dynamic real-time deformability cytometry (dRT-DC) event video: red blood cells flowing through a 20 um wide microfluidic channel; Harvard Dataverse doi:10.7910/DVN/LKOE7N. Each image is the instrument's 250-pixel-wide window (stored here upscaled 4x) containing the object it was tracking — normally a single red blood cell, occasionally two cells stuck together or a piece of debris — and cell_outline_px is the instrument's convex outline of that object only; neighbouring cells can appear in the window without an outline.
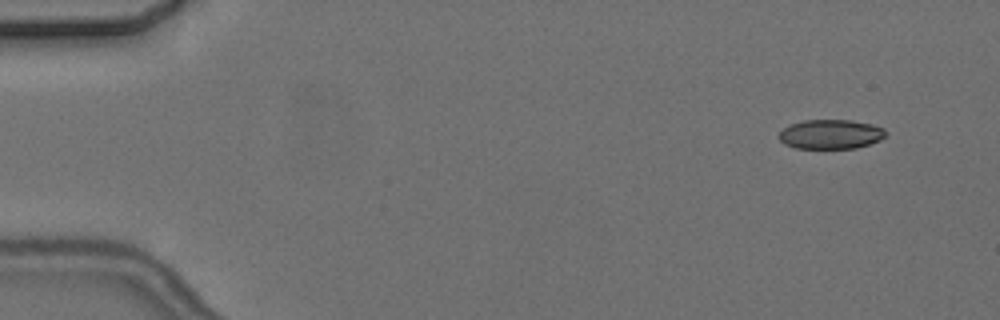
{"species": "common noctule bat (a hibernating species)", "species_latin": "Nyctalus noctula", "temperature_condition": "cold", "stored_images_in_passage": 5, "camera_frame_rate_fps": 3000, "um_per_image_px": 0.085, "animal": {"sex": "female", "body_mass_g": 24.6, "forearm_length_mm": 56.2}, "frame": {"image": 1, "passage_image": 2, "time_ms": 1.333, "image_size_px": [1000, 320], "cell_outline_px": [[888, 132], [880, 140], [856, 148], [796, 148], [784, 144], [780, 140], [780, 132], [788, 124], [804, 120], [852, 120], [872, 124], [884, 128]], "centroid_in_image_um": [70.62, 11.4], "position_along_channel_um": 14.4, "area_um2": 18.32}}